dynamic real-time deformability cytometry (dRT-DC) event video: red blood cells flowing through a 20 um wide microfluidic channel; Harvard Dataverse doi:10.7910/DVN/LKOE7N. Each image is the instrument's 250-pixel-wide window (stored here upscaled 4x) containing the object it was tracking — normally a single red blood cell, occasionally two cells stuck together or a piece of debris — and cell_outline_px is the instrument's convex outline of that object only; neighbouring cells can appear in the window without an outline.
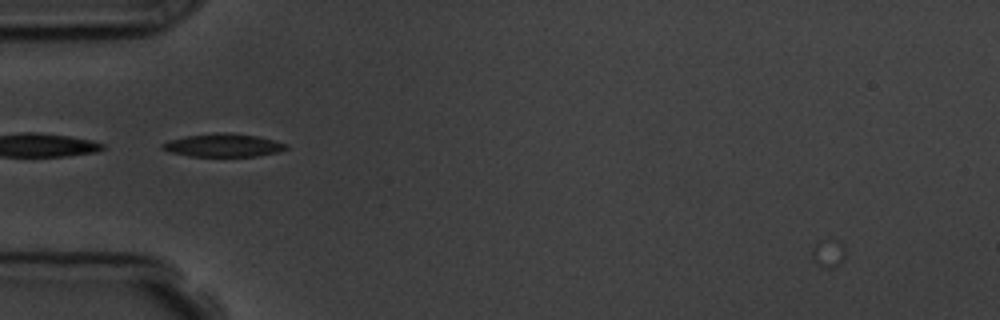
{"species": "common noctule bat (a hibernating species)", "species_latin": "Nyctalus noctula", "temperature_condition": "room temperature", "stored_images_in_passage": 43, "camera_frame_rate_fps": 3000, "um_per_image_px": 0.085, "animal": {"sex": "male", "body_mass_g": 19.5, "forearm_length_mm": 54.6}, "frame": {"image": 1, "passage_image": 5, "time_ms": 1.333, "image_size_px": [1000, 320], "cell_outline_px": [[288, 148], [280, 152], [256, 156], [188, 156], [172, 152], [160, 148], [160, 144], [168, 140], [188, 136], [216, 132], [228, 132], [260, 136], [288, 144]], "centroid_in_image_um": [19.01, 12.34], "position_along_channel_um": 66.0, "area_um2": 16.82}}
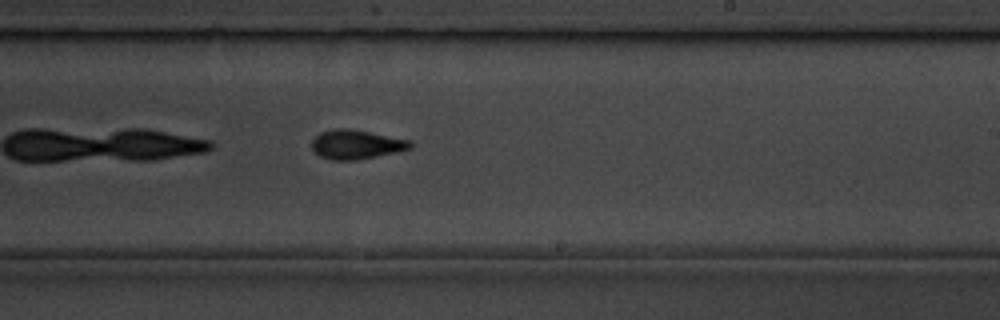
{"frame": {"image": 2, "passage_image": 21, "time_ms": 6.667, "image_size_px": [1000, 320], "cell_outline_px": [[412, 148], [396, 152], [356, 160], [332, 160], [320, 156], [312, 152], [312, 140], [320, 132], [336, 128], [348, 128], [412, 140]], "centroid_in_image_um": [30.27, 12.28], "position_along_channel_um": 258.7, "area_um2": 16.82}}
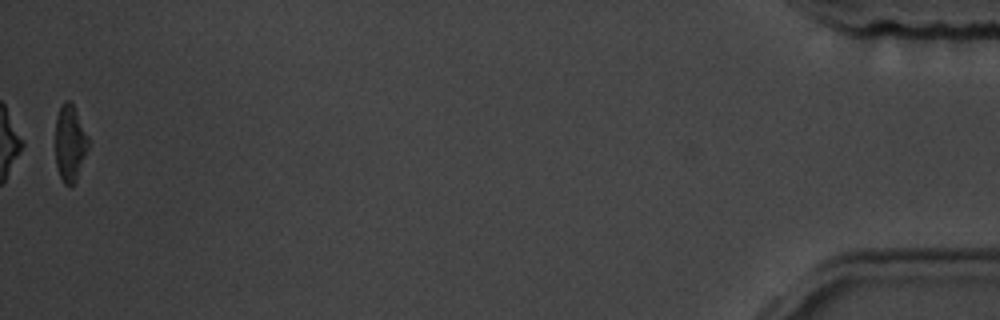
{"frame": {"image": 3, "passage_image": 43, "time_ms": 14.0, "image_size_px": [1000, 320], "cell_outline_px": [[88, 148], [76, 180], [72, 184], [64, 184], [60, 176], [56, 164], [56, 116], [60, 104], [64, 100], [68, 100], [72, 104], [88, 136]], "centroid_in_image_um": [5.93, 12.14], "position_along_channel_um": 429.3, "area_um2": 14.39}, "authors_computed_cell_mechanics": {"area_um2": 16.3574, "velocity_mm_per_s": 3.6327, "shape_relaxation_time_tau1_ms": 2.3338, "shape_relaxation_time_tau2_ms": 1.9011, "deformation_change_tau1": 0.1636, "deformation_change_tau2": 0.0969}}